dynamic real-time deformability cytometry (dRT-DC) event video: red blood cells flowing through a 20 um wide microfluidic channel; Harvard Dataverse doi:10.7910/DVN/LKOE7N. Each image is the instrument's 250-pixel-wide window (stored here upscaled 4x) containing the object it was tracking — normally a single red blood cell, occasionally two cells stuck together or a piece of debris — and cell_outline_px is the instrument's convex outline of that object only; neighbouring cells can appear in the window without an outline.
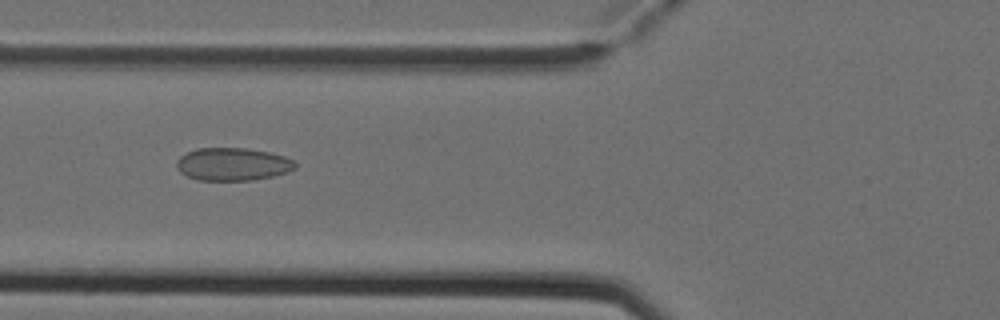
{"species": "Egyptian fruit bat (a non-hibernating species)", "species_latin": "Rousettus aegyptiacus", "temperature_condition": "cold", "stored_images_in_passage": 4, "camera_frame_rate_fps": 3000, "um_per_image_px": 0.085, "animal": {"sex": "female"}, "frame": {"image": 1, "passage_image": 2, "time_ms": 0.333, "image_size_px": [1000, 320], "cell_outline_px": [[296, 168], [288, 172], [272, 176], [252, 180], [196, 180], [180, 172], [176, 164], [176, 160], [180, 156], [196, 148], [248, 148], [268, 152], [284, 156], [292, 160], [296, 164]], "centroid_in_image_um": [19.77, 13.95], "position_along_channel_um": 106.0, "area_um2": 22.66}}
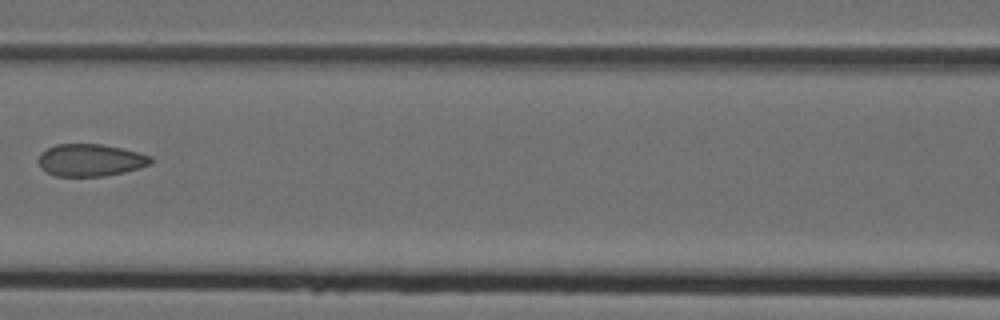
{"frame": {"image": 2, "passage_image": 3, "time_ms": 0.667, "image_size_px": [1000, 320], "cell_outline_px": [[152, 164], [140, 168], [124, 172], [104, 176], [56, 176], [40, 168], [36, 160], [40, 152], [56, 144], [100, 144], [124, 148], [152, 156]], "centroid_in_image_um": [7.68, 13.61], "position_along_channel_um": 158.9, "area_um2": 21.39}}
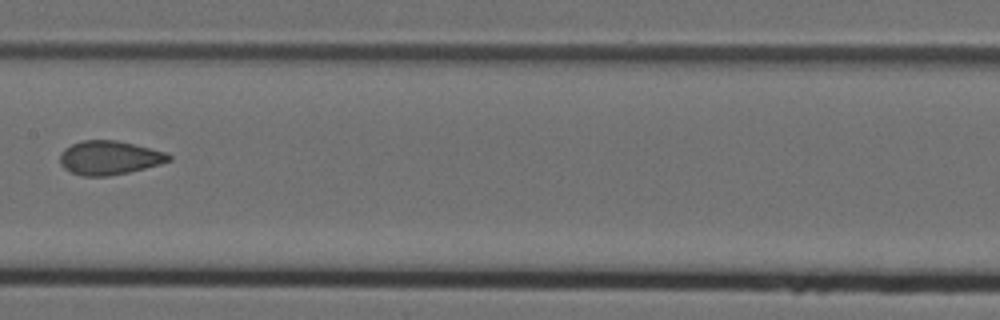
{"frame": {"image": 3, "passage_image": 4, "time_ms": 1.0, "image_size_px": [1000, 320], "cell_outline_px": [[172, 160], [160, 164], [128, 172], [108, 176], [84, 176], [72, 172], [64, 168], [60, 164], [60, 152], [64, 148], [72, 144], [84, 140], [116, 140], [164, 152], [172, 156]], "centroid_in_image_um": [9.26, 13.41], "position_along_channel_um": 198.1, "area_um2": 21.27}}